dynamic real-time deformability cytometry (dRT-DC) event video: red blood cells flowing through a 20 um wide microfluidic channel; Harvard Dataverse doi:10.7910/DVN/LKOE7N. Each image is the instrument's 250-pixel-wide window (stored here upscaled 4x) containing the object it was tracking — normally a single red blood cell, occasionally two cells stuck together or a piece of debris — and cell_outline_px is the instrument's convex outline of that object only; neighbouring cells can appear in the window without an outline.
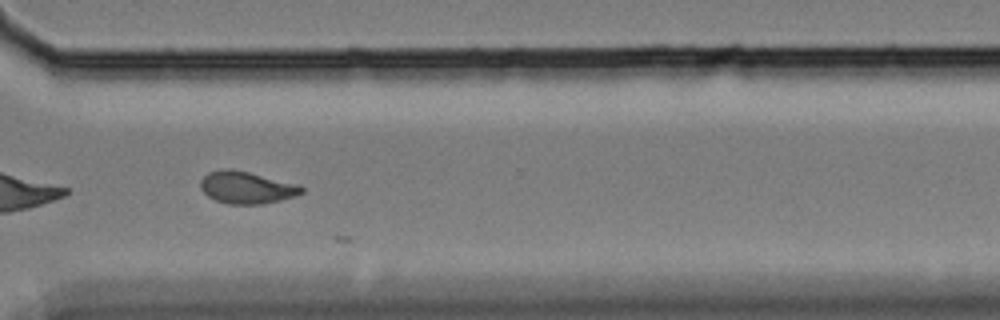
{"species": "Egyptian fruit bat (a non-hibernating species)", "species_latin": "Rousettus aegyptiacus", "temperature_condition": "cold", "stored_images_in_passage": 33, "camera_frame_rate_fps": 3000, "um_per_image_px": 0.085, "animal": {"sex": "female"}, "frame": {"image": 1, "passage_image": 28, "time_ms": 9.0, "image_size_px": [1000, 320], "cell_outline_px": [[304, 192], [296, 196], [264, 204], [228, 204], [216, 200], [208, 196], [200, 188], [200, 180], [208, 172], [220, 168], [232, 168], [300, 184], [304, 188]], "centroid_in_image_um": [20.97, 15.92], "position_along_channel_um": 349.6, "area_um2": 19.25}}